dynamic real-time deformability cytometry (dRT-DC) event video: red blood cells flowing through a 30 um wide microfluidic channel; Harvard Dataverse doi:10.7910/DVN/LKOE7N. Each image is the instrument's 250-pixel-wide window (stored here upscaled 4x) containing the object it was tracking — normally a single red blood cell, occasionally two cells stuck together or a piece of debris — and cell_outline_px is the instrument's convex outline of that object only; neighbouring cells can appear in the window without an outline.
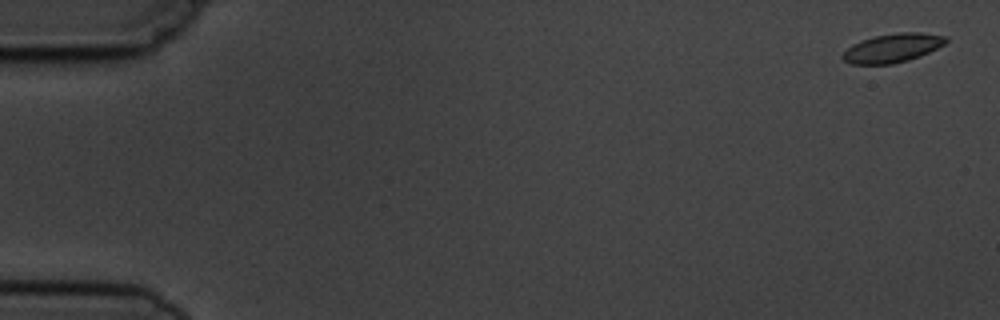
{"species": "common noctule bat (a hibernating species)", "species_latin": "Nyctalus noctula", "temperature_condition": "cold", "stored_images_in_passage": 6, "camera_frame_rate_fps": 3000, "um_per_image_px": 0.085, "animal": {"sex": "male", "body_mass_g": 19.5, "forearm_length_mm": 54.6}, "frame": {"image": 1, "passage_image": 1, "time_ms": 0.0, "image_size_px": [1000, 320], "cell_outline_px": [[948, 40], [944, 44], [920, 56], [908, 60], [892, 64], [852, 64], [844, 60], [840, 56], [852, 44], [860, 40], [876, 36], [896, 32], [920, 32], [948, 36]], "centroid_in_image_um": [75.86, 4.07], "position_along_channel_um": 9.1, "area_um2": 17.34}}
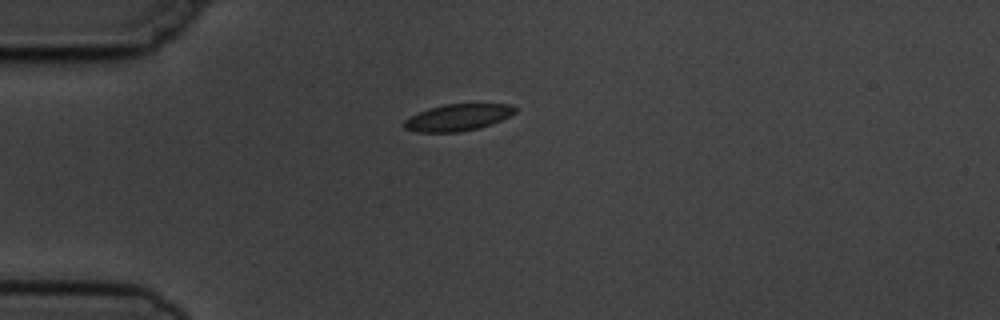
{"frame": {"image": 2, "passage_image": 4, "time_ms": 4.333, "image_size_px": [1000, 320], "cell_outline_px": [[516, 112], [500, 120], [480, 128], [460, 132], [420, 132], [404, 128], [404, 120], [428, 108], [444, 104], [512, 104], [516, 108]], "centroid_in_image_um": [38.92, 9.98], "position_along_channel_um": 46.1, "area_um2": 17.11}}
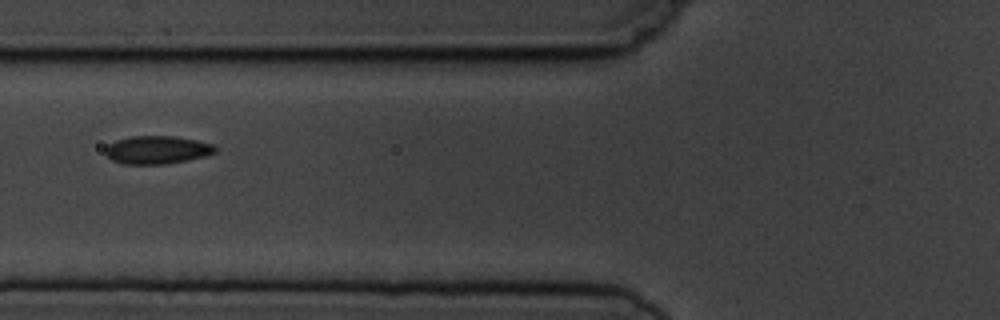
{"frame": {"image": 3, "passage_image": 6, "time_ms": 6.667, "image_size_px": [1000, 320], "cell_outline_px": [[216, 152], [208, 156], [188, 160], [164, 164], [124, 164], [112, 160], [104, 152], [104, 148], [108, 144], [116, 140], [132, 136], [176, 136], [216, 144]], "centroid_in_image_um": [13.38, 12.73], "position_along_channel_um": 112.4, "area_um2": 18.21}}